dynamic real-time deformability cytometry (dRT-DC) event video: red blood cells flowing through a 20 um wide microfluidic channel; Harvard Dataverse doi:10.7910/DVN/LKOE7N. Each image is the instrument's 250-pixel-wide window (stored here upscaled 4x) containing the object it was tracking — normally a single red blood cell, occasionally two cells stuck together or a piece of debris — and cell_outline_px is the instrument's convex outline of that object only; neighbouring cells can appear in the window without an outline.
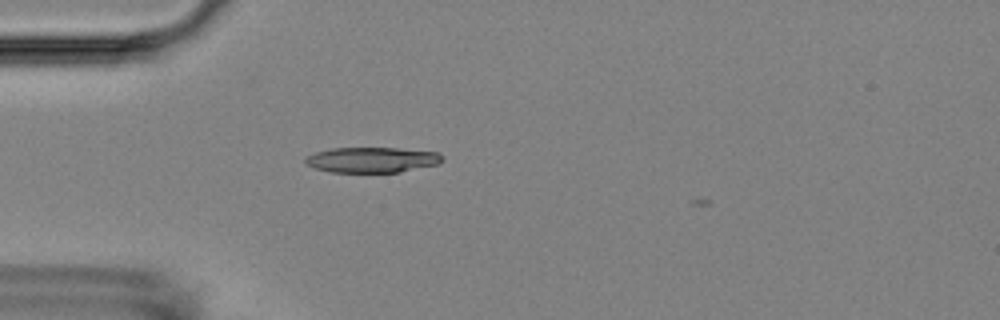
{"species": "Egyptian fruit bat (a non-hibernating species)", "species_latin": "Rousettus aegyptiacus", "temperature_condition": "room temperature", "stored_images_in_passage": 2, "camera_frame_rate_fps": 3000, "um_per_image_px": 0.085, "animal": {"sex": "female"}, "frame": {"image": 1, "passage_image": 2, "time_ms": 1.333, "image_size_px": [1000, 320], "cell_outline_px": [[444, 160], [440, 164], [400, 172], [332, 172], [316, 168], [308, 164], [304, 160], [308, 156], [316, 152], [332, 148], [396, 148], [440, 152], [444, 156]], "centroid_in_image_um": [31.71, 13.58], "position_along_channel_um": 53.3, "area_um2": 20.29}}